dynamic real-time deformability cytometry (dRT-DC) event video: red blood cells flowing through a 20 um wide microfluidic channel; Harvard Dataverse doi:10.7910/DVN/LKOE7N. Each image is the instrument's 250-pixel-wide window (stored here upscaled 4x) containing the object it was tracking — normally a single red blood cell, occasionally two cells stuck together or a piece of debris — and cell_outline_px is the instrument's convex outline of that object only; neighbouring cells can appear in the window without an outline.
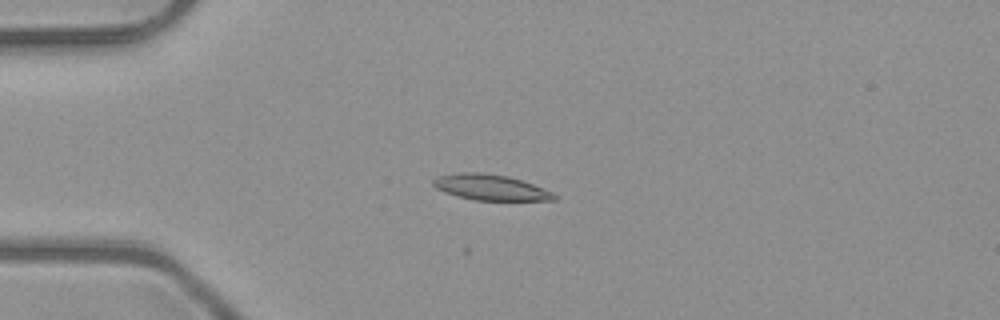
{"species": "common noctule bat (a hibernating species)", "species_latin": "Nyctalus noctula", "temperature_condition": "room temperature", "stored_images_in_passage": 6, "camera_frame_rate_fps": 3000, "um_per_image_px": 0.085, "animal": {"sex": "male", "body_mass_g": 23.1, "forearm_length_mm": 52.7}, "frame": {"image": 1, "passage_image": 4, "time_ms": 1.0, "image_size_px": [1000, 320], "cell_outline_px": [[556, 200], [476, 200], [444, 192], [436, 188], [432, 184], [432, 180], [440, 176], [460, 172], [480, 172], [508, 176], [532, 184], [552, 192], [556, 196]], "centroid_in_image_um": [41.68, 15.92], "position_along_channel_um": 43.3, "area_um2": 17.8}}
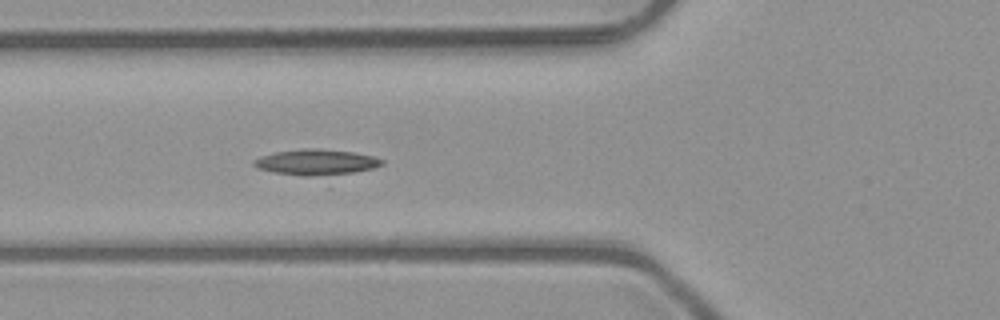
{"frame": {"image": 2, "passage_image": 6, "time_ms": 1.667, "image_size_px": [1000, 320], "cell_outline_px": [[384, 164], [328, 188], [256, 168], [252, 164], [252, 160], [260, 156], [276, 152], [304, 148], [312, 148], [352, 152], [376, 156], [384, 160]], "centroid_in_image_um": [27.02, 14.03], "position_along_channel_um": 98.8, "area_um2": 23.58}}